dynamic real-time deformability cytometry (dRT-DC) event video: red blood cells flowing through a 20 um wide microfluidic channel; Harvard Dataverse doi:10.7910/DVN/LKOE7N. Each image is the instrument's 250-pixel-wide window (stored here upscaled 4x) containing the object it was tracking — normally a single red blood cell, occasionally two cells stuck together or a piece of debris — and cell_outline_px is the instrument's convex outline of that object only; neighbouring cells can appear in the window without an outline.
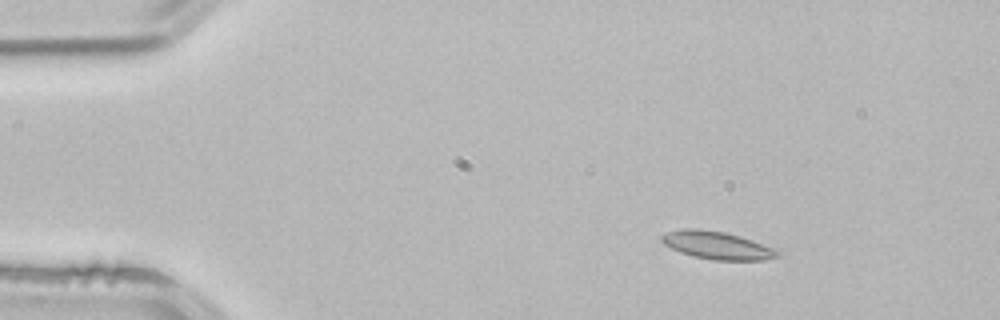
{"species": "common noctule bat (a hibernating species)", "species_latin": "Nyctalus noctula", "temperature_condition": "room temperature", "stored_images_in_passage": 4, "camera_frame_rate_fps": 3000, "um_per_image_px": 0.085, "animal": {"sex": "male", "body_mass_g": 21.5, "forearm_length_mm": 52.0}, "frame": {"image": 1, "passage_image": 2, "time_ms": 0.333, "image_size_px": [1000, 320], "cell_outline_px": [[780, 256], [764, 260], [712, 260], [692, 256], [680, 252], [664, 244], [660, 240], [660, 236], [668, 232], [680, 228], [700, 228], [724, 232], [740, 236], [776, 248], [780, 252]], "centroid_in_image_um": [60.95, 20.85], "position_along_channel_um": 24.0, "area_um2": 18.96}}
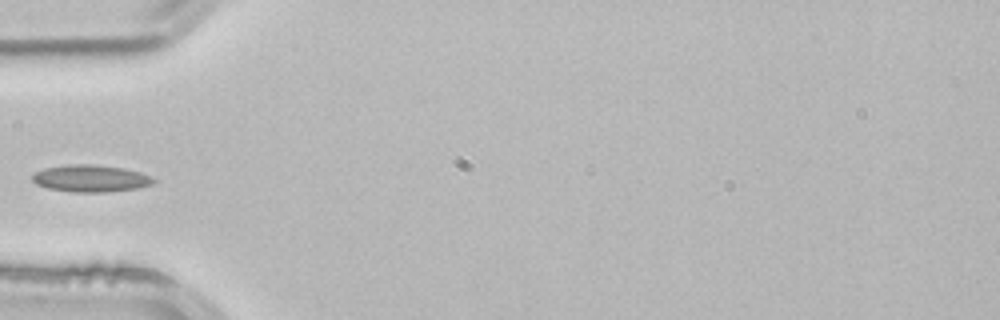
{"frame": {"image": 2, "passage_image": 4, "time_ms": 1.0, "image_size_px": [1000, 320], "cell_outline_px": [[156, 180], [152, 184], [136, 188], [108, 192], [72, 192], [48, 188], [36, 184], [32, 180], [32, 176], [36, 172], [44, 168], [68, 164], [92, 164], [124, 168], [140, 172], [152, 176]], "centroid_in_image_um": [7.71, 15.16], "position_along_channel_um": 77.3, "area_um2": 19.13}}